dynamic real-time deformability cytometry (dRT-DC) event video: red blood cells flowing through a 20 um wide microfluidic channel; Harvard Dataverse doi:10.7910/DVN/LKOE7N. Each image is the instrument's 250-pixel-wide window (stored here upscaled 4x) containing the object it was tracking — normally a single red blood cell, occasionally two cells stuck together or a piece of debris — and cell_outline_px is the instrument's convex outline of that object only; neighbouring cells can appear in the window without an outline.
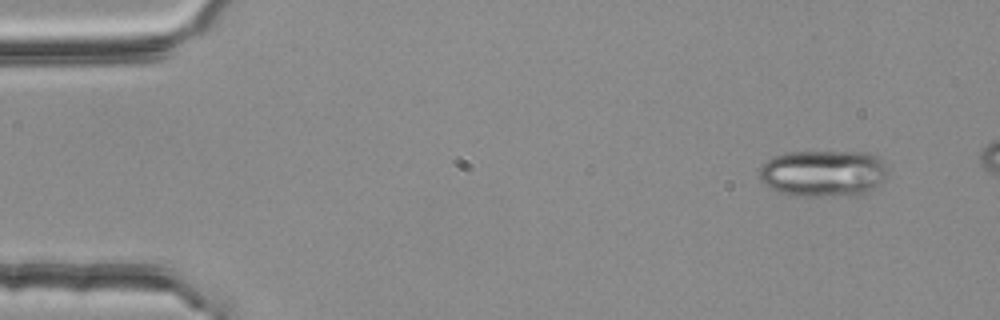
{"species": "common noctule bat (a hibernating species)", "species_latin": "Nyctalus noctula", "temperature_condition": "room temperature", "stored_images_in_passage": 4, "camera_frame_rate_fps": 3000, "um_per_image_px": 0.085, "animal": {"sex": "female", "body_mass_g": 25.1}, "frame": {"image": 1, "passage_image": 1, "time_ms": 0.0, "image_size_px": [1000, 320], "cell_outline_px": [[884, 180], [876, 188], [860, 196], [796, 196], [780, 192], [764, 184], [756, 176], [760, 168], [768, 160], [776, 156], [788, 152], [868, 152], [884, 160]], "centroid_in_image_um": [69.98, 14.75], "position_along_channel_um": 15.0, "area_um2": 35.2}}